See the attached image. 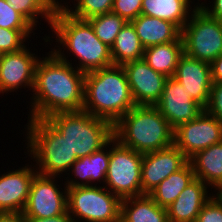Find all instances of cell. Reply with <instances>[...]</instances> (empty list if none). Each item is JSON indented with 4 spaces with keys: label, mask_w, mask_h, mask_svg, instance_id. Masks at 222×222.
<instances>
[{
    "label": "cell",
    "mask_w": 222,
    "mask_h": 222,
    "mask_svg": "<svg viewBox=\"0 0 222 222\" xmlns=\"http://www.w3.org/2000/svg\"><path fill=\"white\" fill-rule=\"evenodd\" d=\"M142 160V153L121 145L113 137L104 187L121 200L142 195Z\"/></svg>",
    "instance_id": "obj_9"
},
{
    "label": "cell",
    "mask_w": 222,
    "mask_h": 222,
    "mask_svg": "<svg viewBox=\"0 0 222 222\" xmlns=\"http://www.w3.org/2000/svg\"><path fill=\"white\" fill-rule=\"evenodd\" d=\"M49 29L52 35L48 32V35L43 36L44 44L52 46L51 43L55 42L57 46L53 43L54 48L49 49L59 59L73 65L79 71L87 73L113 65L110 47L97 38L87 20L74 18L62 7H57ZM70 56L74 59L69 60Z\"/></svg>",
    "instance_id": "obj_2"
},
{
    "label": "cell",
    "mask_w": 222,
    "mask_h": 222,
    "mask_svg": "<svg viewBox=\"0 0 222 222\" xmlns=\"http://www.w3.org/2000/svg\"><path fill=\"white\" fill-rule=\"evenodd\" d=\"M195 1L196 0H142L141 14L168 20L182 30L192 12L198 7L200 0H197L196 3Z\"/></svg>",
    "instance_id": "obj_22"
},
{
    "label": "cell",
    "mask_w": 222,
    "mask_h": 222,
    "mask_svg": "<svg viewBox=\"0 0 222 222\" xmlns=\"http://www.w3.org/2000/svg\"><path fill=\"white\" fill-rule=\"evenodd\" d=\"M196 222H222V196L214 193L204 204Z\"/></svg>",
    "instance_id": "obj_32"
},
{
    "label": "cell",
    "mask_w": 222,
    "mask_h": 222,
    "mask_svg": "<svg viewBox=\"0 0 222 222\" xmlns=\"http://www.w3.org/2000/svg\"><path fill=\"white\" fill-rule=\"evenodd\" d=\"M87 21L91 24L97 38L110 48L122 27L127 23L113 12L92 17Z\"/></svg>",
    "instance_id": "obj_28"
},
{
    "label": "cell",
    "mask_w": 222,
    "mask_h": 222,
    "mask_svg": "<svg viewBox=\"0 0 222 222\" xmlns=\"http://www.w3.org/2000/svg\"><path fill=\"white\" fill-rule=\"evenodd\" d=\"M210 66L212 83H222V54Z\"/></svg>",
    "instance_id": "obj_36"
},
{
    "label": "cell",
    "mask_w": 222,
    "mask_h": 222,
    "mask_svg": "<svg viewBox=\"0 0 222 222\" xmlns=\"http://www.w3.org/2000/svg\"><path fill=\"white\" fill-rule=\"evenodd\" d=\"M194 179L193 167L188 162L179 171L164 179L149 195L159 206L167 208Z\"/></svg>",
    "instance_id": "obj_26"
},
{
    "label": "cell",
    "mask_w": 222,
    "mask_h": 222,
    "mask_svg": "<svg viewBox=\"0 0 222 222\" xmlns=\"http://www.w3.org/2000/svg\"><path fill=\"white\" fill-rule=\"evenodd\" d=\"M27 47L26 45L17 52L0 55L1 96L11 92L17 93L22 87L28 88L32 92L35 82V69L41 55L33 53V49Z\"/></svg>",
    "instance_id": "obj_12"
},
{
    "label": "cell",
    "mask_w": 222,
    "mask_h": 222,
    "mask_svg": "<svg viewBox=\"0 0 222 222\" xmlns=\"http://www.w3.org/2000/svg\"><path fill=\"white\" fill-rule=\"evenodd\" d=\"M189 159L174 144L143 154L141 166L142 195L150 194L164 179L183 168Z\"/></svg>",
    "instance_id": "obj_13"
},
{
    "label": "cell",
    "mask_w": 222,
    "mask_h": 222,
    "mask_svg": "<svg viewBox=\"0 0 222 222\" xmlns=\"http://www.w3.org/2000/svg\"><path fill=\"white\" fill-rule=\"evenodd\" d=\"M65 137L77 159L104 147L113 137V124L85 111L57 112L45 118Z\"/></svg>",
    "instance_id": "obj_6"
},
{
    "label": "cell",
    "mask_w": 222,
    "mask_h": 222,
    "mask_svg": "<svg viewBox=\"0 0 222 222\" xmlns=\"http://www.w3.org/2000/svg\"><path fill=\"white\" fill-rule=\"evenodd\" d=\"M206 2V0L201 3L199 2L198 6L209 16L216 18L222 22V0H209L208 2L210 3L208 4Z\"/></svg>",
    "instance_id": "obj_35"
},
{
    "label": "cell",
    "mask_w": 222,
    "mask_h": 222,
    "mask_svg": "<svg viewBox=\"0 0 222 222\" xmlns=\"http://www.w3.org/2000/svg\"><path fill=\"white\" fill-rule=\"evenodd\" d=\"M155 106L173 129L196 119L204 111V108L195 102L182 84L173 77L166 80L161 97Z\"/></svg>",
    "instance_id": "obj_14"
},
{
    "label": "cell",
    "mask_w": 222,
    "mask_h": 222,
    "mask_svg": "<svg viewBox=\"0 0 222 222\" xmlns=\"http://www.w3.org/2000/svg\"><path fill=\"white\" fill-rule=\"evenodd\" d=\"M17 12H19L36 30L41 21L51 25L53 14L57 8L54 0H6ZM41 17V18H40ZM43 20H39L42 19ZM40 23H39V21ZM39 23V24H38Z\"/></svg>",
    "instance_id": "obj_27"
},
{
    "label": "cell",
    "mask_w": 222,
    "mask_h": 222,
    "mask_svg": "<svg viewBox=\"0 0 222 222\" xmlns=\"http://www.w3.org/2000/svg\"><path fill=\"white\" fill-rule=\"evenodd\" d=\"M67 212L75 222H120L121 199L104 186L67 188Z\"/></svg>",
    "instance_id": "obj_7"
},
{
    "label": "cell",
    "mask_w": 222,
    "mask_h": 222,
    "mask_svg": "<svg viewBox=\"0 0 222 222\" xmlns=\"http://www.w3.org/2000/svg\"><path fill=\"white\" fill-rule=\"evenodd\" d=\"M39 59L27 119L47 118L57 112L82 111L85 74L52 51Z\"/></svg>",
    "instance_id": "obj_1"
},
{
    "label": "cell",
    "mask_w": 222,
    "mask_h": 222,
    "mask_svg": "<svg viewBox=\"0 0 222 222\" xmlns=\"http://www.w3.org/2000/svg\"><path fill=\"white\" fill-rule=\"evenodd\" d=\"M114 138L145 154L174 144V129L156 106L136 105L113 125Z\"/></svg>",
    "instance_id": "obj_4"
},
{
    "label": "cell",
    "mask_w": 222,
    "mask_h": 222,
    "mask_svg": "<svg viewBox=\"0 0 222 222\" xmlns=\"http://www.w3.org/2000/svg\"><path fill=\"white\" fill-rule=\"evenodd\" d=\"M109 158L110 141L91 155L77 159L66 174L67 177H63L65 186L67 188L101 186V183L105 186Z\"/></svg>",
    "instance_id": "obj_18"
},
{
    "label": "cell",
    "mask_w": 222,
    "mask_h": 222,
    "mask_svg": "<svg viewBox=\"0 0 222 222\" xmlns=\"http://www.w3.org/2000/svg\"><path fill=\"white\" fill-rule=\"evenodd\" d=\"M25 222H75L67 213L51 218H25Z\"/></svg>",
    "instance_id": "obj_37"
},
{
    "label": "cell",
    "mask_w": 222,
    "mask_h": 222,
    "mask_svg": "<svg viewBox=\"0 0 222 222\" xmlns=\"http://www.w3.org/2000/svg\"><path fill=\"white\" fill-rule=\"evenodd\" d=\"M113 65H124L128 62L142 59L144 47L140 43L135 28L131 22H127L116 36L110 48Z\"/></svg>",
    "instance_id": "obj_25"
},
{
    "label": "cell",
    "mask_w": 222,
    "mask_h": 222,
    "mask_svg": "<svg viewBox=\"0 0 222 222\" xmlns=\"http://www.w3.org/2000/svg\"><path fill=\"white\" fill-rule=\"evenodd\" d=\"M0 222H25V217L20 212H0Z\"/></svg>",
    "instance_id": "obj_38"
},
{
    "label": "cell",
    "mask_w": 222,
    "mask_h": 222,
    "mask_svg": "<svg viewBox=\"0 0 222 222\" xmlns=\"http://www.w3.org/2000/svg\"><path fill=\"white\" fill-rule=\"evenodd\" d=\"M25 164L0 174V212L22 213L29 195L30 185L37 170L34 163ZM33 166V167H32Z\"/></svg>",
    "instance_id": "obj_16"
},
{
    "label": "cell",
    "mask_w": 222,
    "mask_h": 222,
    "mask_svg": "<svg viewBox=\"0 0 222 222\" xmlns=\"http://www.w3.org/2000/svg\"><path fill=\"white\" fill-rule=\"evenodd\" d=\"M0 27L11 30H36L6 0H0Z\"/></svg>",
    "instance_id": "obj_31"
},
{
    "label": "cell",
    "mask_w": 222,
    "mask_h": 222,
    "mask_svg": "<svg viewBox=\"0 0 222 222\" xmlns=\"http://www.w3.org/2000/svg\"><path fill=\"white\" fill-rule=\"evenodd\" d=\"M54 2H55L57 7H62L63 5H65L67 0L66 1H64V0L63 1L62 0H54ZM61 2H64V3H61Z\"/></svg>",
    "instance_id": "obj_39"
},
{
    "label": "cell",
    "mask_w": 222,
    "mask_h": 222,
    "mask_svg": "<svg viewBox=\"0 0 222 222\" xmlns=\"http://www.w3.org/2000/svg\"><path fill=\"white\" fill-rule=\"evenodd\" d=\"M195 178L204 182L214 193L222 189V142L197 152L189 159Z\"/></svg>",
    "instance_id": "obj_21"
},
{
    "label": "cell",
    "mask_w": 222,
    "mask_h": 222,
    "mask_svg": "<svg viewBox=\"0 0 222 222\" xmlns=\"http://www.w3.org/2000/svg\"><path fill=\"white\" fill-rule=\"evenodd\" d=\"M35 30H11L0 27V55L17 52L24 48ZM33 33V34H32ZM25 42V43H24ZM27 42V43H26Z\"/></svg>",
    "instance_id": "obj_30"
},
{
    "label": "cell",
    "mask_w": 222,
    "mask_h": 222,
    "mask_svg": "<svg viewBox=\"0 0 222 222\" xmlns=\"http://www.w3.org/2000/svg\"><path fill=\"white\" fill-rule=\"evenodd\" d=\"M222 142V123L205 110L174 129V145L190 159L197 152Z\"/></svg>",
    "instance_id": "obj_11"
},
{
    "label": "cell",
    "mask_w": 222,
    "mask_h": 222,
    "mask_svg": "<svg viewBox=\"0 0 222 222\" xmlns=\"http://www.w3.org/2000/svg\"><path fill=\"white\" fill-rule=\"evenodd\" d=\"M59 178L35 174L22 211L25 218H51L67 213V187L63 180L59 184Z\"/></svg>",
    "instance_id": "obj_10"
},
{
    "label": "cell",
    "mask_w": 222,
    "mask_h": 222,
    "mask_svg": "<svg viewBox=\"0 0 222 222\" xmlns=\"http://www.w3.org/2000/svg\"><path fill=\"white\" fill-rule=\"evenodd\" d=\"M183 54L184 44L181 36L174 42L144 49L143 59L154 71L169 78L174 76L178 61Z\"/></svg>",
    "instance_id": "obj_24"
},
{
    "label": "cell",
    "mask_w": 222,
    "mask_h": 222,
    "mask_svg": "<svg viewBox=\"0 0 222 222\" xmlns=\"http://www.w3.org/2000/svg\"><path fill=\"white\" fill-rule=\"evenodd\" d=\"M120 222H169L167 208L159 206L149 194L121 200Z\"/></svg>",
    "instance_id": "obj_23"
},
{
    "label": "cell",
    "mask_w": 222,
    "mask_h": 222,
    "mask_svg": "<svg viewBox=\"0 0 222 222\" xmlns=\"http://www.w3.org/2000/svg\"><path fill=\"white\" fill-rule=\"evenodd\" d=\"M209 190L212 191L200 179L192 180L167 207L169 222H196L202 207L214 194Z\"/></svg>",
    "instance_id": "obj_19"
},
{
    "label": "cell",
    "mask_w": 222,
    "mask_h": 222,
    "mask_svg": "<svg viewBox=\"0 0 222 222\" xmlns=\"http://www.w3.org/2000/svg\"><path fill=\"white\" fill-rule=\"evenodd\" d=\"M141 9L142 0H114L111 12L131 22L141 15Z\"/></svg>",
    "instance_id": "obj_33"
},
{
    "label": "cell",
    "mask_w": 222,
    "mask_h": 222,
    "mask_svg": "<svg viewBox=\"0 0 222 222\" xmlns=\"http://www.w3.org/2000/svg\"><path fill=\"white\" fill-rule=\"evenodd\" d=\"M173 78L182 84L191 98L203 108L207 106L212 87L209 63L189 57H180Z\"/></svg>",
    "instance_id": "obj_17"
},
{
    "label": "cell",
    "mask_w": 222,
    "mask_h": 222,
    "mask_svg": "<svg viewBox=\"0 0 222 222\" xmlns=\"http://www.w3.org/2000/svg\"><path fill=\"white\" fill-rule=\"evenodd\" d=\"M135 105L155 106L159 101L166 80L142 58L122 65Z\"/></svg>",
    "instance_id": "obj_15"
},
{
    "label": "cell",
    "mask_w": 222,
    "mask_h": 222,
    "mask_svg": "<svg viewBox=\"0 0 222 222\" xmlns=\"http://www.w3.org/2000/svg\"><path fill=\"white\" fill-rule=\"evenodd\" d=\"M25 153L35 163L37 173L64 177L77 160L64 136L45 118L27 119ZM65 173V174H64ZM63 176H62V175Z\"/></svg>",
    "instance_id": "obj_5"
},
{
    "label": "cell",
    "mask_w": 222,
    "mask_h": 222,
    "mask_svg": "<svg viewBox=\"0 0 222 222\" xmlns=\"http://www.w3.org/2000/svg\"><path fill=\"white\" fill-rule=\"evenodd\" d=\"M140 43L144 49L160 44L174 42L181 37L182 30L174 23L150 17L139 15L135 20L131 21Z\"/></svg>",
    "instance_id": "obj_20"
},
{
    "label": "cell",
    "mask_w": 222,
    "mask_h": 222,
    "mask_svg": "<svg viewBox=\"0 0 222 222\" xmlns=\"http://www.w3.org/2000/svg\"><path fill=\"white\" fill-rule=\"evenodd\" d=\"M134 106L122 66L111 65L85 74L83 111L114 125Z\"/></svg>",
    "instance_id": "obj_3"
},
{
    "label": "cell",
    "mask_w": 222,
    "mask_h": 222,
    "mask_svg": "<svg viewBox=\"0 0 222 222\" xmlns=\"http://www.w3.org/2000/svg\"><path fill=\"white\" fill-rule=\"evenodd\" d=\"M70 2H72L73 6ZM113 2L114 0H70L62 8L74 18L88 20L92 17L111 12Z\"/></svg>",
    "instance_id": "obj_29"
},
{
    "label": "cell",
    "mask_w": 222,
    "mask_h": 222,
    "mask_svg": "<svg viewBox=\"0 0 222 222\" xmlns=\"http://www.w3.org/2000/svg\"><path fill=\"white\" fill-rule=\"evenodd\" d=\"M184 53L211 64L222 54V22L209 16L199 6L182 29Z\"/></svg>",
    "instance_id": "obj_8"
},
{
    "label": "cell",
    "mask_w": 222,
    "mask_h": 222,
    "mask_svg": "<svg viewBox=\"0 0 222 222\" xmlns=\"http://www.w3.org/2000/svg\"><path fill=\"white\" fill-rule=\"evenodd\" d=\"M204 110L222 123V83H212L209 100Z\"/></svg>",
    "instance_id": "obj_34"
}]
</instances>
